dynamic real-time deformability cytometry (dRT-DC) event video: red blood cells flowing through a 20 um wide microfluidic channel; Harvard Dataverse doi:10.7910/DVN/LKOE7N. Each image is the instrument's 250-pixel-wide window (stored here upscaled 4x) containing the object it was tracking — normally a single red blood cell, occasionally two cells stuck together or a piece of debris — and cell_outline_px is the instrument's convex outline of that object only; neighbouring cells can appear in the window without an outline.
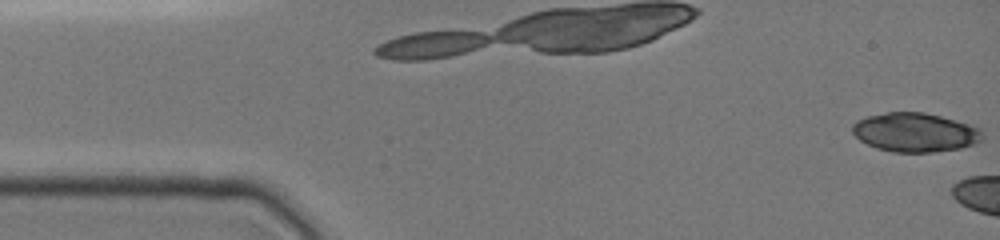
{"species": "common noctule bat (a hibernating species)", "species_latin": "Nyctalus noctula", "temperature_condition": "cold", "stored_images_in_passage": 4, "camera_frame_rate_fps": 3000, "um_per_image_px": 0.085, "animal": {"sex": "female", "body_mass_g": 19.0, "forearm_length_mm": 51.5}, "frame": {"image": 1, "passage_image": 1, "time_ms": 0.0, "image_size_px": [1000, 240], "cell_outline_px": [[984, 136], [980, 140], [972, 144], [960, 148], [936, 152], [892, 152], [876, 148], [860, 140], [852, 132], [852, 124], [856, 120], [868, 116], [888, 112], [924, 112], [940, 116], [968, 124], [980, 128]], "centroid_in_image_um": [77.76, 11.25], "position_along_channel_um": 7.2, "area_um2": 29.48}}